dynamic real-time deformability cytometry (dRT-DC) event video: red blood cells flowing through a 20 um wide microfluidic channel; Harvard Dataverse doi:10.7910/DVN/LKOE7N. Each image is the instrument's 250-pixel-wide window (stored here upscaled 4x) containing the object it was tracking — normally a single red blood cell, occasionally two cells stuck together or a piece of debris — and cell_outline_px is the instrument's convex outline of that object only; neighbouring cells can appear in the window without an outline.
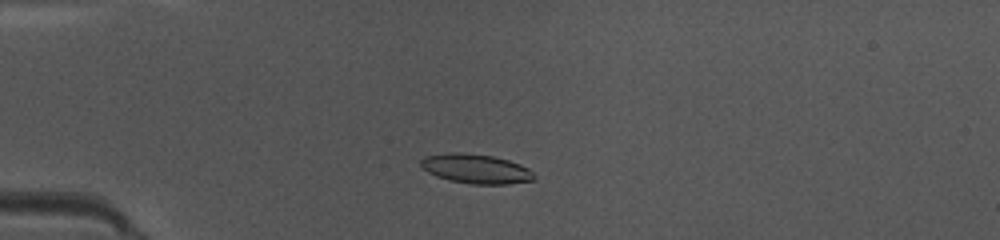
{"species": "common noctule bat (a hibernating species)", "species_latin": "Nyctalus noctula", "temperature_condition": "warm", "stored_images_in_passage": 48, "camera_frame_rate_fps": 3000, "um_per_image_px": 0.085, "animal": {"sex": "female", "body_mass_g": 10.0, "forearm_length_mm": 53.1}, "frame": {"image": 1, "passage_image": 13, "time_ms": 4.0, "image_size_px": [1000, 240], "cell_outline_px": [[536, 180], [508, 184], [472, 184], [448, 180], [436, 176], [428, 172], [420, 164], [420, 160], [424, 156], [452, 152], [460, 152], [492, 156], [508, 160], [520, 164], [528, 168], [536, 176]], "centroid_in_image_um": [40.47, 14.35], "position_along_channel_um": 44.5, "area_um2": 19.48}}
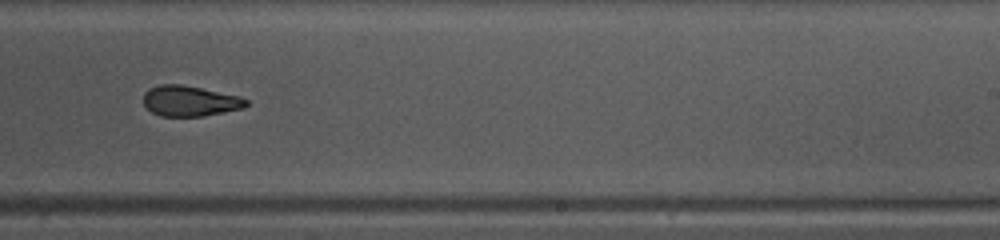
{"frame": {"image": 2, "passage_image": 31, "time_ms": 10.0, "image_size_px": [1000, 240], "cell_outline_px": [[248, 104], [244, 108], [204, 116], [160, 116], [152, 112], [144, 104], [144, 92], [148, 88], [160, 84], [180, 84], [240, 96], [248, 100]], "centroid_in_image_um": [16.14, 8.58], "position_along_channel_um": 272.9, "area_um2": 18.26}}
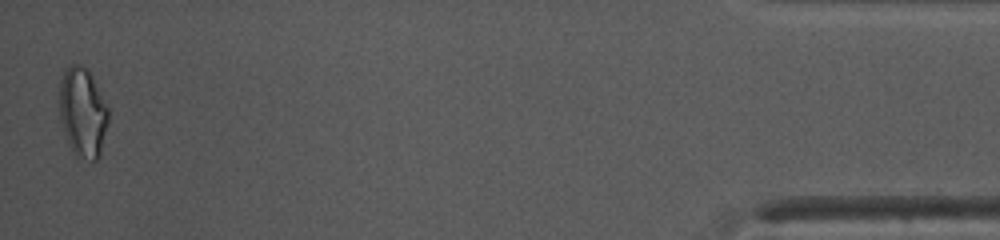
{"frame": {"image": 3, "passage_image": 48, "time_ms": 15.667, "image_size_px": [1000, 240], "cell_outline_px": [[108, 120], [100, 156], [96, 160], [92, 160], [76, 156], [72, 152], [64, 132], [60, 120], [60, 76], [72, 64], [80, 64], [88, 68], [108, 108]], "centroid_in_image_um": [7.03, 9.55], "position_along_channel_um": 428.2, "area_um2": 25.43}, "authors_computed_cell_mechanics": {"area_um2": 19.0162, "velocity_mm_per_s": 4.1585, "shape_relaxation_time_tau1_ms": 5.8549, "shape_relaxation_time_tau2_ms": 3.6514, "deformation_change_tau1": 0.2239, "deformation_change_tau2": 0.0971}}